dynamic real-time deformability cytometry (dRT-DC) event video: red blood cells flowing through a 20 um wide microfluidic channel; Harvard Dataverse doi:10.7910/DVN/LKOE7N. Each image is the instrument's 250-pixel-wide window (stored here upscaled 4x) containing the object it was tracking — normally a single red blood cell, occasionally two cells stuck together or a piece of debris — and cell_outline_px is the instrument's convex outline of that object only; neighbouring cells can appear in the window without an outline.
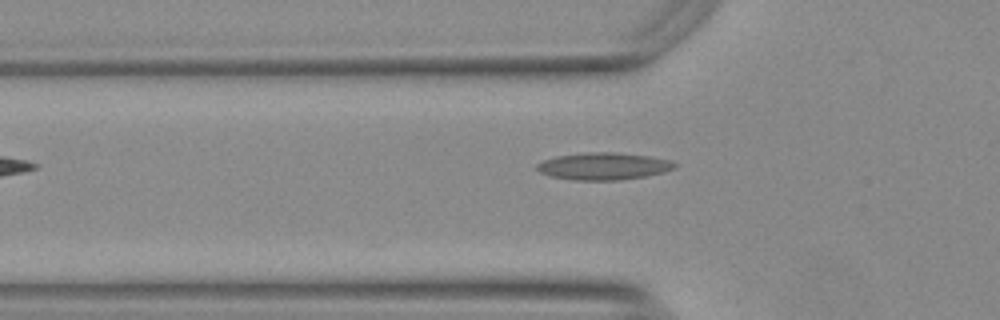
{"species": "Egyptian fruit bat (a non-hibernating species)", "species_latin": "Rousettus aegyptiacus", "temperature_condition": "warm", "stored_images_in_passage": 5, "camera_frame_rate_fps": 3000, "um_per_image_px": 0.085, "animal": {"sex": "female"}, "frame": {"image": 1, "passage_image": 3, "time_ms": 0.667, "image_size_px": [1000, 320], "cell_outline_px": [[676, 168], [664, 172], [644, 176], [620, 180], [576, 180], [552, 176], [540, 172], [536, 168], [536, 164], [544, 160], [556, 156], [588, 152], [616, 152], [648, 156], [672, 160], [676, 164]], "centroid_in_image_um": [51.32, 14.12], "position_along_channel_um": 74.5, "area_um2": 21.73}}